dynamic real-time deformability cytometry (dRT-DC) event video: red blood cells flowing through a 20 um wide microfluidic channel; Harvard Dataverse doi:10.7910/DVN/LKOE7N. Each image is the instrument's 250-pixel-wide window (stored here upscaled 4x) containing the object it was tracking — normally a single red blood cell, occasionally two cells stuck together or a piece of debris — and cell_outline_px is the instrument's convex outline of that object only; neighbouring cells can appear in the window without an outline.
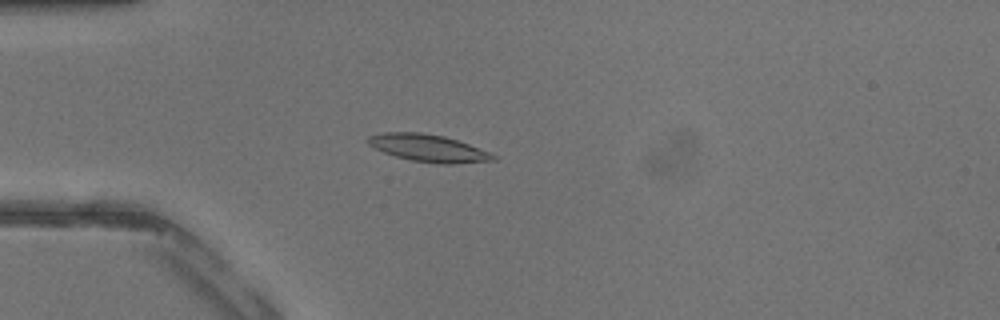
{"species": "common noctule bat (a hibernating species)", "species_latin": "Nyctalus noctula", "temperature_condition": "warm", "stored_images_in_passage": 42, "camera_frame_rate_fps": 3000, "um_per_image_px": 0.085, "animal": {"sex": "male", "body_mass_g": 13.3}, "frame": {"image": 1, "passage_image": 12, "time_ms": 3.667, "image_size_px": [1000, 320], "cell_outline_px": [[496, 160], [452, 164], [440, 164], [412, 160], [396, 156], [384, 152], [368, 144], [364, 140], [368, 136], [384, 132], [420, 132], [444, 136], [492, 152], [496, 156]], "centroid_in_image_um": [36.41, 12.58], "position_along_channel_um": 48.6, "area_um2": 19.88}}
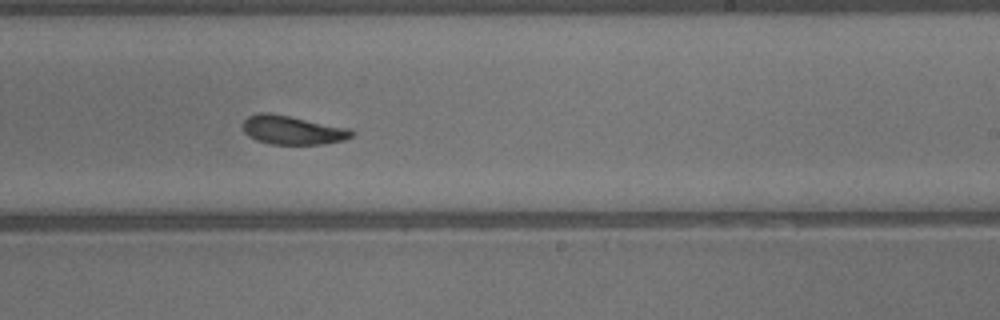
{"frame": {"image": 2, "passage_image": 26, "time_ms": 8.333, "image_size_px": [1000, 320], "cell_outline_px": [[356, 132], [352, 136], [344, 140], [324, 144], [272, 144], [256, 140], [248, 136], [244, 132], [244, 120], [248, 116], [264, 112], [268, 112], [348, 128]], "centroid_in_image_um": [24.87, 11.07], "position_along_channel_um": 264.1, "area_um2": 18.03}}
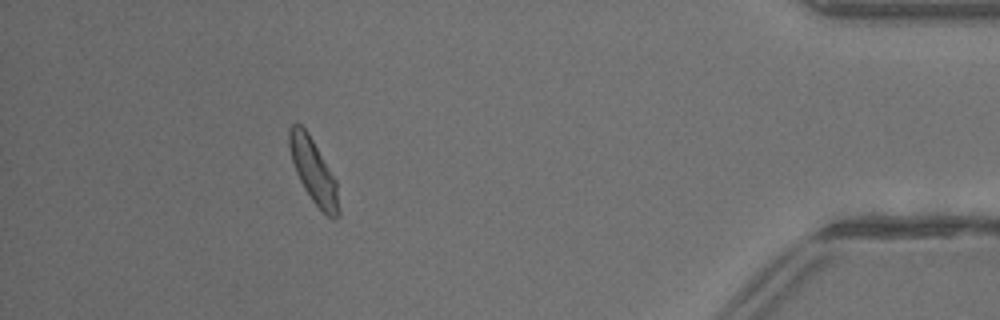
{"frame": {"image": 3, "passage_image": 38, "time_ms": 12.333, "image_size_px": [1000, 320], "cell_outline_px": [[340, 216], [332, 220], [312, 200], [304, 188], [296, 172], [292, 160], [288, 144], [288, 128], [292, 124], [300, 124], [308, 132], [336, 180], [340, 212]], "centroid_in_image_um": [26.65, 14.54], "position_along_channel_um": 408.6, "area_um2": 18.32}}